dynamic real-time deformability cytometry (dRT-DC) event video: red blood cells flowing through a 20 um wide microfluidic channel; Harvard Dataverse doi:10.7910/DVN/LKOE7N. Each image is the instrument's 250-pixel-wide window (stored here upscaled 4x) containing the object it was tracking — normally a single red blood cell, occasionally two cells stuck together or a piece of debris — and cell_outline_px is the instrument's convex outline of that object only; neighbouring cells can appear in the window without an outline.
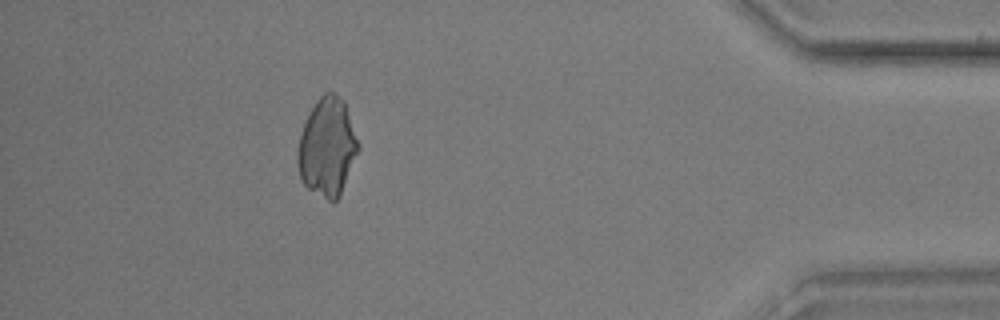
{"species": "common noctule bat (a hibernating species)", "species_latin": "Nyctalus noctula", "temperature_condition": "warm", "stored_images_in_passage": 42, "camera_frame_rate_fps": 3000, "um_per_image_px": 0.085, "animal": {"sex": "male", "body_mass_g": 17.9, "forearm_length_mm": 54.2}, "frame": {"image": 1, "passage_image": 36, "time_ms": 11.667, "image_size_px": [1000, 320], "cell_outline_px": [[360, 148], [340, 196], [332, 204], [308, 188], [304, 184], [300, 176], [296, 160], [296, 152], [300, 132], [316, 100], [324, 92], [336, 92], [344, 100], [360, 144]], "centroid_in_image_um": [27.82, 12.51], "position_along_channel_um": 407.4, "area_um2": 35.14}}